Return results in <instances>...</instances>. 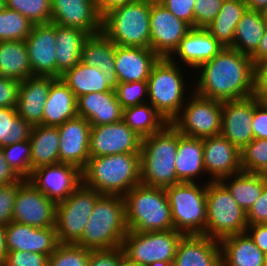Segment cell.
<instances>
[{
  "label": "cell",
  "mask_w": 267,
  "mask_h": 266,
  "mask_svg": "<svg viewBox=\"0 0 267 266\" xmlns=\"http://www.w3.org/2000/svg\"><path fill=\"white\" fill-rule=\"evenodd\" d=\"M175 169L180 182H211L205 172L203 138L188 137L179 132Z\"/></svg>",
  "instance_id": "83f0119b"
},
{
  "label": "cell",
  "mask_w": 267,
  "mask_h": 266,
  "mask_svg": "<svg viewBox=\"0 0 267 266\" xmlns=\"http://www.w3.org/2000/svg\"><path fill=\"white\" fill-rule=\"evenodd\" d=\"M266 26L267 21L261 11L247 9L237 23L234 41L230 47L251 56L257 50Z\"/></svg>",
  "instance_id": "8d00e7d4"
},
{
  "label": "cell",
  "mask_w": 267,
  "mask_h": 266,
  "mask_svg": "<svg viewBox=\"0 0 267 266\" xmlns=\"http://www.w3.org/2000/svg\"><path fill=\"white\" fill-rule=\"evenodd\" d=\"M33 23L15 10L0 11V42L25 41L32 31Z\"/></svg>",
  "instance_id": "60d3db41"
},
{
  "label": "cell",
  "mask_w": 267,
  "mask_h": 266,
  "mask_svg": "<svg viewBox=\"0 0 267 266\" xmlns=\"http://www.w3.org/2000/svg\"><path fill=\"white\" fill-rule=\"evenodd\" d=\"M249 10L261 11L267 6V0H246Z\"/></svg>",
  "instance_id": "be15d7a7"
},
{
  "label": "cell",
  "mask_w": 267,
  "mask_h": 266,
  "mask_svg": "<svg viewBox=\"0 0 267 266\" xmlns=\"http://www.w3.org/2000/svg\"><path fill=\"white\" fill-rule=\"evenodd\" d=\"M56 79L52 76H32L20 82L16 110L31 126L42 125L45 102Z\"/></svg>",
  "instance_id": "d4e9b609"
},
{
  "label": "cell",
  "mask_w": 267,
  "mask_h": 266,
  "mask_svg": "<svg viewBox=\"0 0 267 266\" xmlns=\"http://www.w3.org/2000/svg\"><path fill=\"white\" fill-rule=\"evenodd\" d=\"M8 251L35 252L50 256L58 246L55 227L36 228L18 222L5 227Z\"/></svg>",
  "instance_id": "7402d4cb"
},
{
  "label": "cell",
  "mask_w": 267,
  "mask_h": 266,
  "mask_svg": "<svg viewBox=\"0 0 267 266\" xmlns=\"http://www.w3.org/2000/svg\"><path fill=\"white\" fill-rule=\"evenodd\" d=\"M247 9L246 0H224L216 18L205 29L222 46L230 47L237 23Z\"/></svg>",
  "instance_id": "e575fe53"
},
{
  "label": "cell",
  "mask_w": 267,
  "mask_h": 266,
  "mask_svg": "<svg viewBox=\"0 0 267 266\" xmlns=\"http://www.w3.org/2000/svg\"><path fill=\"white\" fill-rule=\"evenodd\" d=\"M122 120L142 138L160 131L168 123L148 102L124 108Z\"/></svg>",
  "instance_id": "f35d334b"
},
{
  "label": "cell",
  "mask_w": 267,
  "mask_h": 266,
  "mask_svg": "<svg viewBox=\"0 0 267 266\" xmlns=\"http://www.w3.org/2000/svg\"><path fill=\"white\" fill-rule=\"evenodd\" d=\"M90 250L77 244L59 243L48 258V266H88Z\"/></svg>",
  "instance_id": "f6af8a7d"
},
{
  "label": "cell",
  "mask_w": 267,
  "mask_h": 266,
  "mask_svg": "<svg viewBox=\"0 0 267 266\" xmlns=\"http://www.w3.org/2000/svg\"><path fill=\"white\" fill-rule=\"evenodd\" d=\"M253 96L260 101H267V60L254 65Z\"/></svg>",
  "instance_id": "9f6ffc18"
},
{
  "label": "cell",
  "mask_w": 267,
  "mask_h": 266,
  "mask_svg": "<svg viewBox=\"0 0 267 266\" xmlns=\"http://www.w3.org/2000/svg\"><path fill=\"white\" fill-rule=\"evenodd\" d=\"M223 47L205 28H192L169 59L194 72L216 56Z\"/></svg>",
  "instance_id": "603a6c76"
},
{
  "label": "cell",
  "mask_w": 267,
  "mask_h": 266,
  "mask_svg": "<svg viewBox=\"0 0 267 266\" xmlns=\"http://www.w3.org/2000/svg\"><path fill=\"white\" fill-rule=\"evenodd\" d=\"M76 97L73 91L57 78L49 89L45 102L42 125L59 126L77 116Z\"/></svg>",
  "instance_id": "4dcf8cb0"
},
{
  "label": "cell",
  "mask_w": 267,
  "mask_h": 266,
  "mask_svg": "<svg viewBox=\"0 0 267 266\" xmlns=\"http://www.w3.org/2000/svg\"><path fill=\"white\" fill-rule=\"evenodd\" d=\"M240 155L243 172L267 175V139H253Z\"/></svg>",
  "instance_id": "b9f144b4"
},
{
  "label": "cell",
  "mask_w": 267,
  "mask_h": 266,
  "mask_svg": "<svg viewBox=\"0 0 267 266\" xmlns=\"http://www.w3.org/2000/svg\"><path fill=\"white\" fill-rule=\"evenodd\" d=\"M141 147L142 137L133 131L123 120L112 124L91 126L90 157L140 153Z\"/></svg>",
  "instance_id": "9a60e30c"
},
{
  "label": "cell",
  "mask_w": 267,
  "mask_h": 266,
  "mask_svg": "<svg viewBox=\"0 0 267 266\" xmlns=\"http://www.w3.org/2000/svg\"><path fill=\"white\" fill-rule=\"evenodd\" d=\"M152 0H136L102 17V33L116 45L150 48Z\"/></svg>",
  "instance_id": "52a82bcc"
},
{
  "label": "cell",
  "mask_w": 267,
  "mask_h": 266,
  "mask_svg": "<svg viewBox=\"0 0 267 266\" xmlns=\"http://www.w3.org/2000/svg\"><path fill=\"white\" fill-rule=\"evenodd\" d=\"M248 225L267 224V182L260 198L247 212Z\"/></svg>",
  "instance_id": "11a10c76"
},
{
  "label": "cell",
  "mask_w": 267,
  "mask_h": 266,
  "mask_svg": "<svg viewBox=\"0 0 267 266\" xmlns=\"http://www.w3.org/2000/svg\"><path fill=\"white\" fill-rule=\"evenodd\" d=\"M194 92L221 102L253 96L254 64L249 55L223 49L193 72Z\"/></svg>",
  "instance_id": "6da1fadb"
},
{
  "label": "cell",
  "mask_w": 267,
  "mask_h": 266,
  "mask_svg": "<svg viewBox=\"0 0 267 266\" xmlns=\"http://www.w3.org/2000/svg\"><path fill=\"white\" fill-rule=\"evenodd\" d=\"M32 126L24 121L16 108H0V147L26 141Z\"/></svg>",
  "instance_id": "ab89813d"
},
{
  "label": "cell",
  "mask_w": 267,
  "mask_h": 266,
  "mask_svg": "<svg viewBox=\"0 0 267 266\" xmlns=\"http://www.w3.org/2000/svg\"><path fill=\"white\" fill-rule=\"evenodd\" d=\"M224 0H195L194 28H205L217 16Z\"/></svg>",
  "instance_id": "c3c4849f"
},
{
  "label": "cell",
  "mask_w": 267,
  "mask_h": 266,
  "mask_svg": "<svg viewBox=\"0 0 267 266\" xmlns=\"http://www.w3.org/2000/svg\"><path fill=\"white\" fill-rule=\"evenodd\" d=\"M140 153L90 157L82 170V183L106 195L124 196L141 184Z\"/></svg>",
  "instance_id": "3957f363"
},
{
  "label": "cell",
  "mask_w": 267,
  "mask_h": 266,
  "mask_svg": "<svg viewBox=\"0 0 267 266\" xmlns=\"http://www.w3.org/2000/svg\"><path fill=\"white\" fill-rule=\"evenodd\" d=\"M25 44L33 76L56 78L55 23L33 25Z\"/></svg>",
  "instance_id": "44dd1931"
},
{
  "label": "cell",
  "mask_w": 267,
  "mask_h": 266,
  "mask_svg": "<svg viewBox=\"0 0 267 266\" xmlns=\"http://www.w3.org/2000/svg\"><path fill=\"white\" fill-rule=\"evenodd\" d=\"M192 27L178 19L157 0L150 13V48L160 57L169 58Z\"/></svg>",
  "instance_id": "5bb4252c"
},
{
  "label": "cell",
  "mask_w": 267,
  "mask_h": 266,
  "mask_svg": "<svg viewBox=\"0 0 267 266\" xmlns=\"http://www.w3.org/2000/svg\"><path fill=\"white\" fill-rule=\"evenodd\" d=\"M127 233L123 196L102 194L75 244L88 250L113 249L121 247Z\"/></svg>",
  "instance_id": "5b68a950"
},
{
  "label": "cell",
  "mask_w": 267,
  "mask_h": 266,
  "mask_svg": "<svg viewBox=\"0 0 267 266\" xmlns=\"http://www.w3.org/2000/svg\"><path fill=\"white\" fill-rule=\"evenodd\" d=\"M245 232L263 253L267 252V224L248 225Z\"/></svg>",
  "instance_id": "6f0895ef"
},
{
  "label": "cell",
  "mask_w": 267,
  "mask_h": 266,
  "mask_svg": "<svg viewBox=\"0 0 267 266\" xmlns=\"http://www.w3.org/2000/svg\"><path fill=\"white\" fill-rule=\"evenodd\" d=\"M7 253H8V250L6 246L5 227L0 226V266H2Z\"/></svg>",
  "instance_id": "6125c7cd"
},
{
  "label": "cell",
  "mask_w": 267,
  "mask_h": 266,
  "mask_svg": "<svg viewBox=\"0 0 267 266\" xmlns=\"http://www.w3.org/2000/svg\"><path fill=\"white\" fill-rule=\"evenodd\" d=\"M20 82L0 76V108H16Z\"/></svg>",
  "instance_id": "f5cc1de1"
},
{
  "label": "cell",
  "mask_w": 267,
  "mask_h": 266,
  "mask_svg": "<svg viewBox=\"0 0 267 266\" xmlns=\"http://www.w3.org/2000/svg\"><path fill=\"white\" fill-rule=\"evenodd\" d=\"M159 58L151 48L116 45L114 66L118 82L147 81Z\"/></svg>",
  "instance_id": "484cf974"
},
{
  "label": "cell",
  "mask_w": 267,
  "mask_h": 266,
  "mask_svg": "<svg viewBox=\"0 0 267 266\" xmlns=\"http://www.w3.org/2000/svg\"><path fill=\"white\" fill-rule=\"evenodd\" d=\"M121 266H135V265H133V264H131V263H129V262H127L126 260L122 263V265Z\"/></svg>",
  "instance_id": "89a4df30"
},
{
  "label": "cell",
  "mask_w": 267,
  "mask_h": 266,
  "mask_svg": "<svg viewBox=\"0 0 267 266\" xmlns=\"http://www.w3.org/2000/svg\"><path fill=\"white\" fill-rule=\"evenodd\" d=\"M148 266H174V265H173V262L156 261V262L149 264Z\"/></svg>",
  "instance_id": "e7e4bbea"
},
{
  "label": "cell",
  "mask_w": 267,
  "mask_h": 266,
  "mask_svg": "<svg viewBox=\"0 0 267 266\" xmlns=\"http://www.w3.org/2000/svg\"><path fill=\"white\" fill-rule=\"evenodd\" d=\"M136 0H95L96 8L101 17L112 9L134 2Z\"/></svg>",
  "instance_id": "91938a15"
},
{
  "label": "cell",
  "mask_w": 267,
  "mask_h": 266,
  "mask_svg": "<svg viewBox=\"0 0 267 266\" xmlns=\"http://www.w3.org/2000/svg\"><path fill=\"white\" fill-rule=\"evenodd\" d=\"M48 255L26 251H8L2 266H48Z\"/></svg>",
  "instance_id": "681fc988"
},
{
  "label": "cell",
  "mask_w": 267,
  "mask_h": 266,
  "mask_svg": "<svg viewBox=\"0 0 267 266\" xmlns=\"http://www.w3.org/2000/svg\"><path fill=\"white\" fill-rule=\"evenodd\" d=\"M0 76L18 81L33 76L25 41L0 42Z\"/></svg>",
  "instance_id": "74e56055"
},
{
  "label": "cell",
  "mask_w": 267,
  "mask_h": 266,
  "mask_svg": "<svg viewBox=\"0 0 267 266\" xmlns=\"http://www.w3.org/2000/svg\"><path fill=\"white\" fill-rule=\"evenodd\" d=\"M27 180L58 203L67 199L82 183V170L74 165L56 163L34 169Z\"/></svg>",
  "instance_id": "2e32d148"
},
{
  "label": "cell",
  "mask_w": 267,
  "mask_h": 266,
  "mask_svg": "<svg viewBox=\"0 0 267 266\" xmlns=\"http://www.w3.org/2000/svg\"><path fill=\"white\" fill-rule=\"evenodd\" d=\"M6 162L23 179H28L32 173L30 140L17 142L2 147Z\"/></svg>",
  "instance_id": "ee69618b"
},
{
  "label": "cell",
  "mask_w": 267,
  "mask_h": 266,
  "mask_svg": "<svg viewBox=\"0 0 267 266\" xmlns=\"http://www.w3.org/2000/svg\"><path fill=\"white\" fill-rule=\"evenodd\" d=\"M207 183L180 182L165 188L174 229L184 235L204 234Z\"/></svg>",
  "instance_id": "ba28073f"
},
{
  "label": "cell",
  "mask_w": 267,
  "mask_h": 266,
  "mask_svg": "<svg viewBox=\"0 0 267 266\" xmlns=\"http://www.w3.org/2000/svg\"><path fill=\"white\" fill-rule=\"evenodd\" d=\"M6 7L5 0H0V11L3 10Z\"/></svg>",
  "instance_id": "003e7915"
},
{
  "label": "cell",
  "mask_w": 267,
  "mask_h": 266,
  "mask_svg": "<svg viewBox=\"0 0 267 266\" xmlns=\"http://www.w3.org/2000/svg\"><path fill=\"white\" fill-rule=\"evenodd\" d=\"M222 102L193 92L171 124L188 137L205 138L221 133Z\"/></svg>",
  "instance_id": "7c38bea8"
},
{
  "label": "cell",
  "mask_w": 267,
  "mask_h": 266,
  "mask_svg": "<svg viewBox=\"0 0 267 266\" xmlns=\"http://www.w3.org/2000/svg\"><path fill=\"white\" fill-rule=\"evenodd\" d=\"M219 242L223 266H263L264 253L246 232L224 237Z\"/></svg>",
  "instance_id": "1f68e13d"
},
{
  "label": "cell",
  "mask_w": 267,
  "mask_h": 266,
  "mask_svg": "<svg viewBox=\"0 0 267 266\" xmlns=\"http://www.w3.org/2000/svg\"><path fill=\"white\" fill-rule=\"evenodd\" d=\"M101 195L81 183L67 199L57 203L55 229L58 243L75 244L81 238Z\"/></svg>",
  "instance_id": "8fae6325"
},
{
  "label": "cell",
  "mask_w": 267,
  "mask_h": 266,
  "mask_svg": "<svg viewBox=\"0 0 267 266\" xmlns=\"http://www.w3.org/2000/svg\"><path fill=\"white\" fill-rule=\"evenodd\" d=\"M125 261L122 247L90 250L88 266H121Z\"/></svg>",
  "instance_id": "f907efd6"
},
{
  "label": "cell",
  "mask_w": 267,
  "mask_h": 266,
  "mask_svg": "<svg viewBox=\"0 0 267 266\" xmlns=\"http://www.w3.org/2000/svg\"><path fill=\"white\" fill-rule=\"evenodd\" d=\"M252 130L254 139H267V101H260L255 96Z\"/></svg>",
  "instance_id": "db71d44e"
},
{
  "label": "cell",
  "mask_w": 267,
  "mask_h": 266,
  "mask_svg": "<svg viewBox=\"0 0 267 266\" xmlns=\"http://www.w3.org/2000/svg\"><path fill=\"white\" fill-rule=\"evenodd\" d=\"M51 22L82 29L90 35L102 32V17L95 0H51Z\"/></svg>",
  "instance_id": "ffe728a7"
},
{
  "label": "cell",
  "mask_w": 267,
  "mask_h": 266,
  "mask_svg": "<svg viewBox=\"0 0 267 266\" xmlns=\"http://www.w3.org/2000/svg\"><path fill=\"white\" fill-rule=\"evenodd\" d=\"M22 178L6 162L3 149L0 147V186L20 181Z\"/></svg>",
  "instance_id": "680465c9"
},
{
  "label": "cell",
  "mask_w": 267,
  "mask_h": 266,
  "mask_svg": "<svg viewBox=\"0 0 267 266\" xmlns=\"http://www.w3.org/2000/svg\"><path fill=\"white\" fill-rule=\"evenodd\" d=\"M29 140L32 171L38 167L60 163L57 126H32Z\"/></svg>",
  "instance_id": "d6a6232c"
},
{
  "label": "cell",
  "mask_w": 267,
  "mask_h": 266,
  "mask_svg": "<svg viewBox=\"0 0 267 266\" xmlns=\"http://www.w3.org/2000/svg\"><path fill=\"white\" fill-rule=\"evenodd\" d=\"M174 266H223L219 240L203 234L183 235L179 241Z\"/></svg>",
  "instance_id": "cb8c5ba5"
},
{
  "label": "cell",
  "mask_w": 267,
  "mask_h": 266,
  "mask_svg": "<svg viewBox=\"0 0 267 266\" xmlns=\"http://www.w3.org/2000/svg\"><path fill=\"white\" fill-rule=\"evenodd\" d=\"M123 198L128 231L153 232L174 229L165 188L139 184Z\"/></svg>",
  "instance_id": "8992f818"
},
{
  "label": "cell",
  "mask_w": 267,
  "mask_h": 266,
  "mask_svg": "<svg viewBox=\"0 0 267 266\" xmlns=\"http://www.w3.org/2000/svg\"><path fill=\"white\" fill-rule=\"evenodd\" d=\"M57 127L60 138V163L74 165L83 170L90 159V123L77 115Z\"/></svg>",
  "instance_id": "e0dca14e"
},
{
  "label": "cell",
  "mask_w": 267,
  "mask_h": 266,
  "mask_svg": "<svg viewBox=\"0 0 267 266\" xmlns=\"http://www.w3.org/2000/svg\"><path fill=\"white\" fill-rule=\"evenodd\" d=\"M254 96L222 102L221 133L240 151L254 139Z\"/></svg>",
  "instance_id": "ac0fdd59"
},
{
  "label": "cell",
  "mask_w": 267,
  "mask_h": 266,
  "mask_svg": "<svg viewBox=\"0 0 267 266\" xmlns=\"http://www.w3.org/2000/svg\"><path fill=\"white\" fill-rule=\"evenodd\" d=\"M178 19L188 23L194 28L195 0H157Z\"/></svg>",
  "instance_id": "816d5d0a"
},
{
  "label": "cell",
  "mask_w": 267,
  "mask_h": 266,
  "mask_svg": "<svg viewBox=\"0 0 267 266\" xmlns=\"http://www.w3.org/2000/svg\"><path fill=\"white\" fill-rule=\"evenodd\" d=\"M115 92L123 109L148 102L147 81L119 83Z\"/></svg>",
  "instance_id": "bcb514c9"
},
{
  "label": "cell",
  "mask_w": 267,
  "mask_h": 266,
  "mask_svg": "<svg viewBox=\"0 0 267 266\" xmlns=\"http://www.w3.org/2000/svg\"><path fill=\"white\" fill-rule=\"evenodd\" d=\"M57 202L27 179L20 185L13 207V222L36 228L55 227Z\"/></svg>",
  "instance_id": "4fadbf2b"
},
{
  "label": "cell",
  "mask_w": 267,
  "mask_h": 266,
  "mask_svg": "<svg viewBox=\"0 0 267 266\" xmlns=\"http://www.w3.org/2000/svg\"><path fill=\"white\" fill-rule=\"evenodd\" d=\"M206 208L207 221L203 235L220 241L246 231L247 213L219 181L206 185Z\"/></svg>",
  "instance_id": "9c48e42d"
},
{
  "label": "cell",
  "mask_w": 267,
  "mask_h": 266,
  "mask_svg": "<svg viewBox=\"0 0 267 266\" xmlns=\"http://www.w3.org/2000/svg\"><path fill=\"white\" fill-rule=\"evenodd\" d=\"M77 115L85 118L91 126L112 124L122 120L123 108L115 91L92 92L76 101Z\"/></svg>",
  "instance_id": "4316f807"
},
{
  "label": "cell",
  "mask_w": 267,
  "mask_h": 266,
  "mask_svg": "<svg viewBox=\"0 0 267 266\" xmlns=\"http://www.w3.org/2000/svg\"><path fill=\"white\" fill-rule=\"evenodd\" d=\"M182 234L175 229L153 232L128 231L122 241L125 260L135 266L156 261L173 262Z\"/></svg>",
  "instance_id": "30bf717a"
},
{
  "label": "cell",
  "mask_w": 267,
  "mask_h": 266,
  "mask_svg": "<svg viewBox=\"0 0 267 266\" xmlns=\"http://www.w3.org/2000/svg\"><path fill=\"white\" fill-rule=\"evenodd\" d=\"M89 36L82 29L55 24L56 78L81 61L82 48Z\"/></svg>",
  "instance_id": "f546056e"
},
{
  "label": "cell",
  "mask_w": 267,
  "mask_h": 266,
  "mask_svg": "<svg viewBox=\"0 0 267 266\" xmlns=\"http://www.w3.org/2000/svg\"><path fill=\"white\" fill-rule=\"evenodd\" d=\"M261 13H262L264 20L267 21V6L261 10Z\"/></svg>",
  "instance_id": "03108f58"
},
{
  "label": "cell",
  "mask_w": 267,
  "mask_h": 266,
  "mask_svg": "<svg viewBox=\"0 0 267 266\" xmlns=\"http://www.w3.org/2000/svg\"><path fill=\"white\" fill-rule=\"evenodd\" d=\"M219 182L228 190L233 199L247 213L253 204L260 198L267 175L240 172L224 177Z\"/></svg>",
  "instance_id": "836d02e7"
},
{
  "label": "cell",
  "mask_w": 267,
  "mask_h": 266,
  "mask_svg": "<svg viewBox=\"0 0 267 266\" xmlns=\"http://www.w3.org/2000/svg\"><path fill=\"white\" fill-rule=\"evenodd\" d=\"M203 160L211 181L242 172L240 150L222 135L203 138Z\"/></svg>",
  "instance_id": "d6986e66"
},
{
  "label": "cell",
  "mask_w": 267,
  "mask_h": 266,
  "mask_svg": "<svg viewBox=\"0 0 267 266\" xmlns=\"http://www.w3.org/2000/svg\"><path fill=\"white\" fill-rule=\"evenodd\" d=\"M60 78L73 91L76 99L92 92L115 91L119 84L117 77L104 76L99 68L88 66L82 61Z\"/></svg>",
  "instance_id": "f1b7e54d"
},
{
  "label": "cell",
  "mask_w": 267,
  "mask_h": 266,
  "mask_svg": "<svg viewBox=\"0 0 267 266\" xmlns=\"http://www.w3.org/2000/svg\"><path fill=\"white\" fill-rule=\"evenodd\" d=\"M26 179L0 186V226L6 227L13 221V207L18 188Z\"/></svg>",
  "instance_id": "7dc6e473"
},
{
  "label": "cell",
  "mask_w": 267,
  "mask_h": 266,
  "mask_svg": "<svg viewBox=\"0 0 267 266\" xmlns=\"http://www.w3.org/2000/svg\"><path fill=\"white\" fill-rule=\"evenodd\" d=\"M6 8L15 10L35 24L51 22V0H5Z\"/></svg>",
  "instance_id": "7bdbcfd3"
},
{
  "label": "cell",
  "mask_w": 267,
  "mask_h": 266,
  "mask_svg": "<svg viewBox=\"0 0 267 266\" xmlns=\"http://www.w3.org/2000/svg\"><path fill=\"white\" fill-rule=\"evenodd\" d=\"M263 266H267V252H265L263 256Z\"/></svg>",
  "instance_id": "a7ac6f4b"
},
{
  "label": "cell",
  "mask_w": 267,
  "mask_h": 266,
  "mask_svg": "<svg viewBox=\"0 0 267 266\" xmlns=\"http://www.w3.org/2000/svg\"><path fill=\"white\" fill-rule=\"evenodd\" d=\"M179 131L167 123L160 131L142 138L141 184L167 188L180 183L175 169Z\"/></svg>",
  "instance_id": "277c9868"
},
{
  "label": "cell",
  "mask_w": 267,
  "mask_h": 266,
  "mask_svg": "<svg viewBox=\"0 0 267 266\" xmlns=\"http://www.w3.org/2000/svg\"><path fill=\"white\" fill-rule=\"evenodd\" d=\"M250 57L254 65L267 60V26L257 50Z\"/></svg>",
  "instance_id": "94428289"
},
{
  "label": "cell",
  "mask_w": 267,
  "mask_h": 266,
  "mask_svg": "<svg viewBox=\"0 0 267 266\" xmlns=\"http://www.w3.org/2000/svg\"><path fill=\"white\" fill-rule=\"evenodd\" d=\"M193 75L190 69L169 58H159L153 65L147 79L148 103L168 123L180 113L186 100L194 92Z\"/></svg>",
  "instance_id": "7a4b0ae2"
},
{
  "label": "cell",
  "mask_w": 267,
  "mask_h": 266,
  "mask_svg": "<svg viewBox=\"0 0 267 266\" xmlns=\"http://www.w3.org/2000/svg\"><path fill=\"white\" fill-rule=\"evenodd\" d=\"M116 44L109 40L102 32L90 35L82 48L81 61L99 68L104 76L117 77L115 70Z\"/></svg>",
  "instance_id": "d590c367"
}]
</instances>
